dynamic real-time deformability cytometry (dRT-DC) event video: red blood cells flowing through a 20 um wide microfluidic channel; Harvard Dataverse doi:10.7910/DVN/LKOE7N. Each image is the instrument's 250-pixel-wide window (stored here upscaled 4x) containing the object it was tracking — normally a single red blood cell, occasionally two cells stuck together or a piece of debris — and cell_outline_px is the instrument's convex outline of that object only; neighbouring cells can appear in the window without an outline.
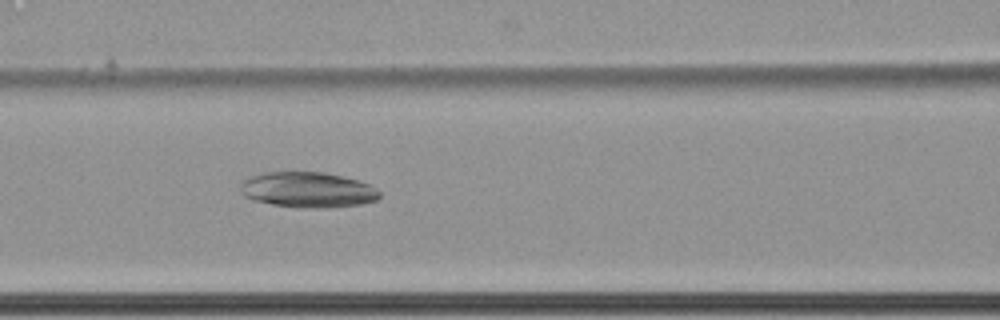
{"species": "common noctule bat (a hibernating species)", "species_latin": "Nyctalus noctula", "temperature_condition": "cold", "stored_images_in_passage": 44, "camera_frame_rate_fps": 3000, "um_per_image_px": 0.085, "animal": {"sex": "female", "body_mass_g": 22.7, "forearm_length_mm": 54.2}, "frame": {"image": 1, "passage_image": 11, "time_ms": 3.333, "image_size_px": [1000, 320], "cell_outline_px": [[380, 196], [376, 200], [360, 204], [324, 208], [304, 208], [272, 204], [252, 200], [244, 196], [240, 192], [240, 184], [248, 176], [260, 172], [324, 172], [344, 176], [368, 184], [376, 188], [380, 192]], "centroid_in_image_um": [26.11, 16.12], "position_along_channel_um": 140.5, "area_um2": 28.96}}
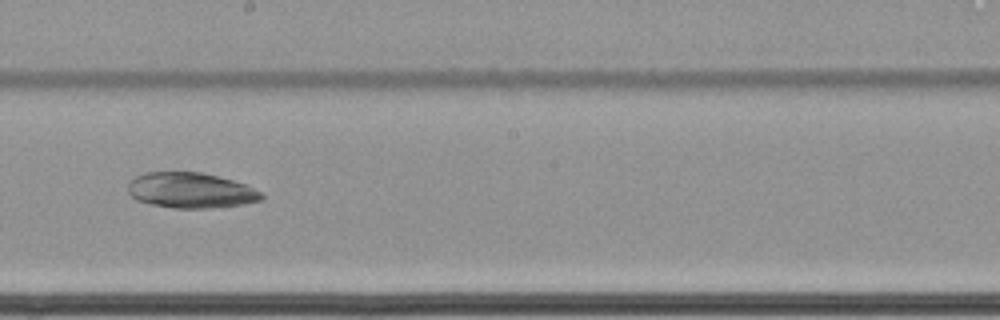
{"frame": {"image": 2, "passage_image": 19, "time_ms": 6.0, "image_size_px": [1000, 320], "cell_outline_px": [[264, 200], [240, 204], [212, 208], [172, 208], [148, 204], [136, 200], [128, 192], [128, 184], [136, 176], [144, 172], [204, 172], [232, 180], [244, 184], [260, 192], [264, 196]], "centroid_in_image_um": [16.18, 16.18], "position_along_channel_um": 232.0, "area_um2": 27.63}}
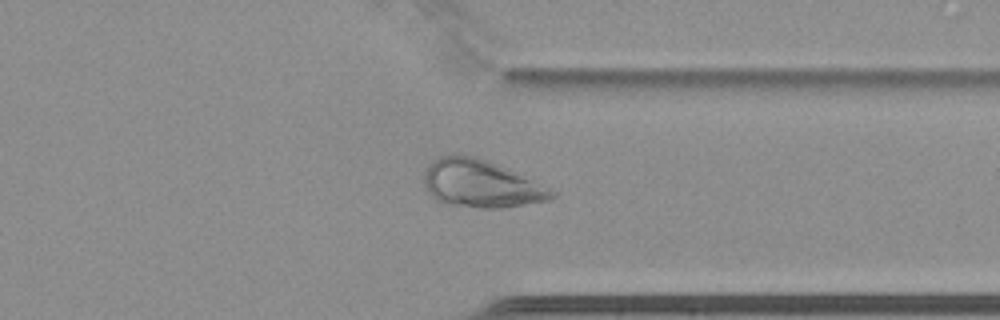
{"frame": {"image": 3, "passage_image": 31, "time_ms": 10.0, "image_size_px": [1000, 320], "cell_outline_px": [[556, 196], [552, 200], [504, 208], [480, 208], [444, 204], [436, 200], [428, 192], [424, 184], [424, 176], [432, 160], [440, 156], [456, 152], [460, 152], [476, 156], [508, 168], [556, 192]], "centroid_in_image_um": [40.86, 15.6], "position_along_channel_um": 370.5, "area_um2": 35.84}}